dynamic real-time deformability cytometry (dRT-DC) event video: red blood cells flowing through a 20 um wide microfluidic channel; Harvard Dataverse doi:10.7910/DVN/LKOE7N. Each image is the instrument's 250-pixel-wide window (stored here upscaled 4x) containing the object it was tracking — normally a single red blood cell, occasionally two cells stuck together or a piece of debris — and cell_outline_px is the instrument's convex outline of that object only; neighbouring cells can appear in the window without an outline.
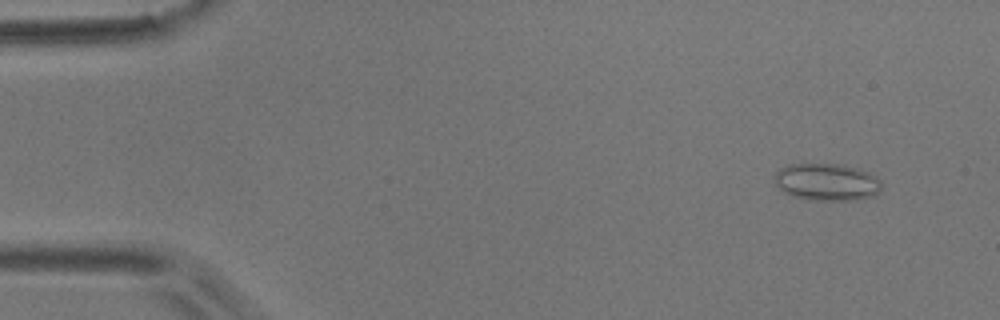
{"species": "common noctule bat (a hibernating species)", "species_latin": "Nyctalus noctula", "temperature_condition": "room temperature", "stored_images_in_passage": 6, "camera_frame_rate_fps": 3000, "um_per_image_px": 0.085, "animal": {"sex": "male", "body_mass_g": 17.9}, "frame": {"image": 1, "passage_image": 2, "time_ms": 1.0, "image_size_px": [1000, 320], "cell_outline_px": [[880, 188], [876, 196], [856, 200], [808, 200], [792, 196], [784, 192], [776, 184], [772, 176], [780, 168], [788, 164], [844, 164], [868, 172], [880, 180]], "centroid_in_image_um": [70.25, 15.48], "position_along_channel_um": 14.7, "area_um2": 23.41}}